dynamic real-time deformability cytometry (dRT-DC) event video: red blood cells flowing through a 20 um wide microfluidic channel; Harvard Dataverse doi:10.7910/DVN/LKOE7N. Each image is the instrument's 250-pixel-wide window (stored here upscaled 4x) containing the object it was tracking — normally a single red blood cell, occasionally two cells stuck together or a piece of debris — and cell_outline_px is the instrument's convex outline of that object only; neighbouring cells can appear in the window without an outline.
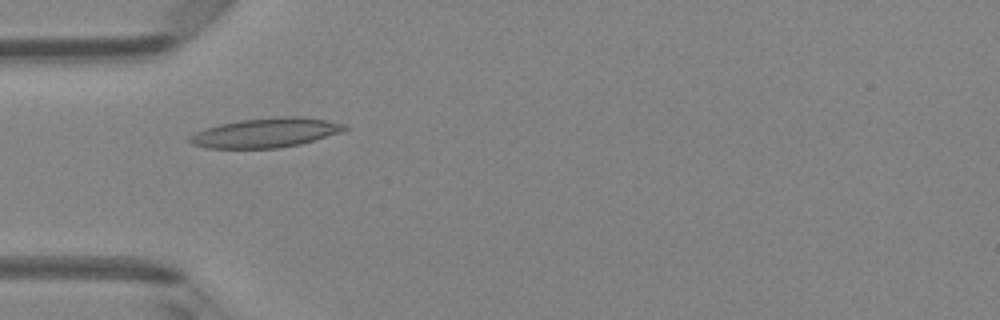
{"species": "Egyptian fruit bat (a non-hibernating species)", "species_latin": "Rousettus aegyptiacus", "temperature_condition": "room temperature", "stored_images_in_passage": 6, "camera_frame_rate_fps": 3000, "um_per_image_px": 0.085, "animal": {"sex": "female"}, "frame": {"image": 1, "passage_image": 5, "time_ms": 1.333, "image_size_px": [1000, 320], "cell_outline_px": [[348, 128], [340, 132], [300, 144], [276, 148], [208, 148], [192, 144], [188, 140], [188, 136], [204, 128], [220, 124], [240, 120], [276, 116], [300, 116], [324, 120], [344, 124]], "centroid_in_image_um": [22.54, 11.28], "position_along_channel_um": 62.5, "area_um2": 26.41}}
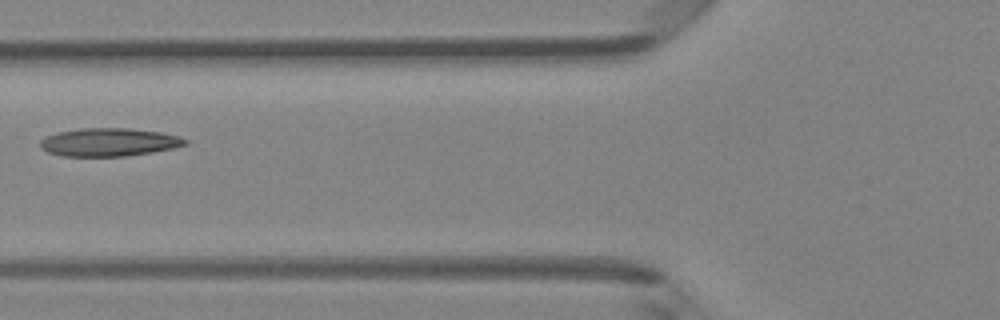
{"frame": {"image": 2, "passage_image": 6, "time_ms": 1.667, "image_size_px": [1000, 320], "cell_outline_px": [[188, 144], [172, 148], [152, 152], [124, 156], [60, 156], [48, 152], [40, 148], [40, 140], [44, 136], [56, 132], [80, 128], [128, 128], [160, 132], [180, 136], [188, 140]], "centroid_in_image_um": [9.23, 12.08], "position_along_channel_um": 116.6, "area_um2": 23.93}}